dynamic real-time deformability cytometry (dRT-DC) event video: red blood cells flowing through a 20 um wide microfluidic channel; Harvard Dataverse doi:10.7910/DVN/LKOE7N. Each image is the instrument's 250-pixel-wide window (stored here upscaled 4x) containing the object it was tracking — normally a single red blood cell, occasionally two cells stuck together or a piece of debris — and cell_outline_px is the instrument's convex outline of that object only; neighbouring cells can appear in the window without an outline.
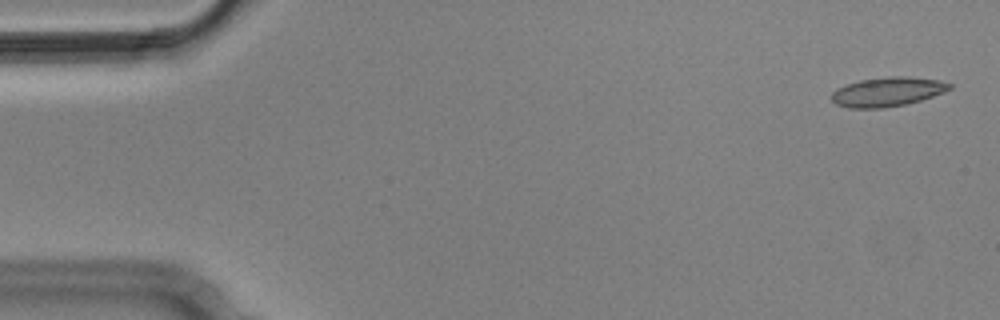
{"species": "Egyptian fruit bat (a non-hibernating species)", "species_latin": "Rousettus aegyptiacus", "temperature_condition": "cold", "stored_images_in_passage": 5, "camera_frame_rate_fps": 3000, "um_per_image_px": 0.085, "animal": {"sex": "male"}, "frame": {"image": 1, "passage_image": 1, "time_ms": 0.0, "image_size_px": [1000, 320], "cell_outline_px": [[952, 88], [944, 92], [920, 100], [904, 104], [884, 108], [848, 108], [836, 104], [832, 100], [832, 92], [836, 88], [860, 80], [888, 76], [908, 76], [940, 80], [952, 84]], "centroid_in_image_um": [75.44, 7.79], "position_along_channel_um": 9.6, "area_um2": 20.11}}